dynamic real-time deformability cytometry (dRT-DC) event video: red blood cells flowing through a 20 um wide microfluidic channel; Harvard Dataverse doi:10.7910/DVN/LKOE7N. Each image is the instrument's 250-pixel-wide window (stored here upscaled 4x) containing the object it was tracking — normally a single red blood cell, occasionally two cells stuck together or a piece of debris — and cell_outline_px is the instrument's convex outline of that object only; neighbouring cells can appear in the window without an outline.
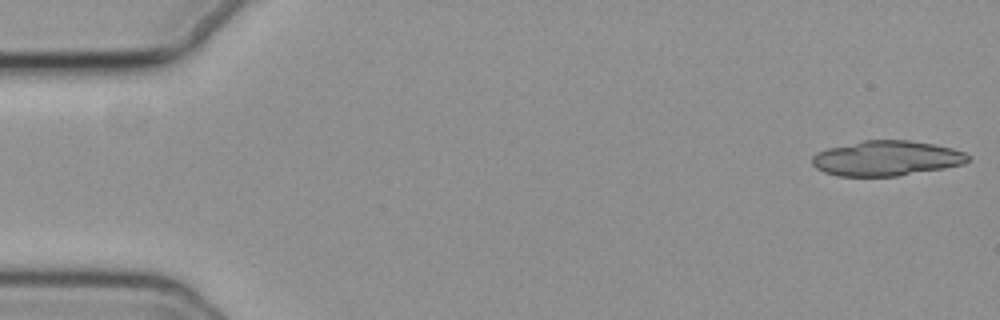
{"species": "common noctule bat (a hibernating species)", "species_latin": "Nyctalus noctula", "temperature_condition": "cold", "stored_images_in_passage": 17, "camera_frame_rate_fps": 3000, "um_per_image_px": 0.085, "animal": {"sex": "female", "body_mass_g": 19.3, "forearm_length_mm": 54.1}, "frame": {"image": 1, "passage_image": 1, "time_ms": 0.0, "image_size_px": [1000, 320], "cell_outline_px": [[972, 156], [964, 164], [944, 168], [896, 176], [836, 176], [824, 172], [816, 168], [812, 164], [812, 156], [816, 152], [828, 148], [864, 140], [912, 140], [936, 144], [952, 148], [964, 152]], "centroid_in_image_um": [75.36, 13.45], "position_along_channel_um": 9.6, "area_um2": 32.02}}